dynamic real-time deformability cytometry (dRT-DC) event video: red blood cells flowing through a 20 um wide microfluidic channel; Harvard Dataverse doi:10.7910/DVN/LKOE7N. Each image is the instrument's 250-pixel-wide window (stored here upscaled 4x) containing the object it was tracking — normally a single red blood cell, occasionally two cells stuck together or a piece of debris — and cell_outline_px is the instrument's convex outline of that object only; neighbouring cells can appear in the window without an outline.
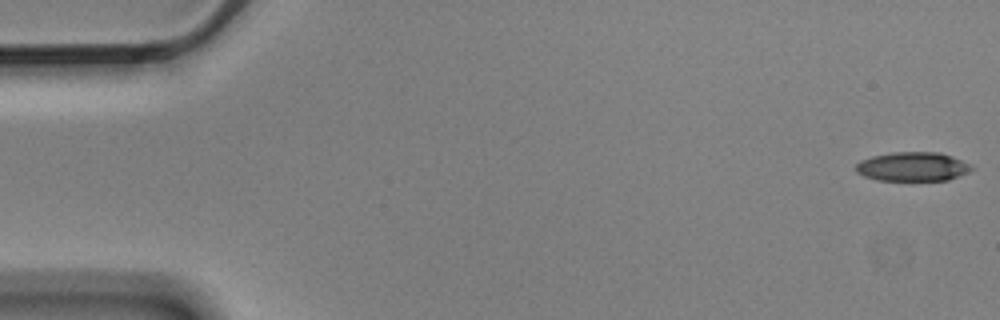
{"species": "Egyptian fruit bat (a non-hibernating species)", "species_latin": "Rousettus aegyptiacus", "temperature_condition": "cold", "stored_images_in_passage": 3, "camera_frame_rate_fps": 3000, "um_per_image_px": 0.085, "animal": {"sex": "male"}, "frame": {"image": 1, "passage_image": 1, "time_ms": 0.0, "image_size_px": [1000, 320], "cell_outline_px": [[972, 168], [968, 172], [948, 180], [876, 180], [864, 176], [856, 172], [856, 164], [860, 160], [872, 156], [892, 152], [936, 152], [952, 156], [968, 164]], "centroid_in_image_um": [77.52, 14.16], "position_along_channel_um": 7.5, "area_um2": 19.42}}